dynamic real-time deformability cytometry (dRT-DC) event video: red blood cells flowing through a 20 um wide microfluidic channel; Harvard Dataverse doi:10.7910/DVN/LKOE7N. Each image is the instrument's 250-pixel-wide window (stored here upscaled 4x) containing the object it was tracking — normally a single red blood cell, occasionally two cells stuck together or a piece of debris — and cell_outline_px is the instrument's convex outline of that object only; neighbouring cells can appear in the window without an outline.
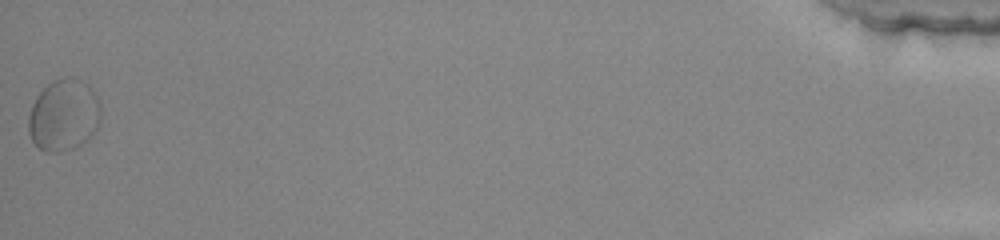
{"species": "common noctule bat (a hibernating species)", "species_latin": "Nyctalus noctula", "temperature_condition": "warm", "stored_images_in_passage": 52, "segment_of_instrument_passage": [2, 2], "camera_frame_rate_fps": 3000, "um_per_image_px": 0.085, "animal": {"sex": "female", "body_mass_g": 22.0, "forearm_length_mm": 56.7}, "frame": {"image": 1, "passage_image": 52, "time_ms": 17.0, "image_size_px": [1000, 240], "cell_outline_px": [[100, 120], [96, 128], [88, 140], [72, 148], [60, 152], [48, 152], [40, 148], [32, 140], [28, 132], [28, 116], [32, 104], [36, 96], [48, 84], [56, 80], [68, 76], [72, 76], [88, 84], [92, 88], [100, 100]], "centroid_in_image_um": [5.43, 9.77], "position_along_channel_um": 429.8, "area_um2": 30.35}}